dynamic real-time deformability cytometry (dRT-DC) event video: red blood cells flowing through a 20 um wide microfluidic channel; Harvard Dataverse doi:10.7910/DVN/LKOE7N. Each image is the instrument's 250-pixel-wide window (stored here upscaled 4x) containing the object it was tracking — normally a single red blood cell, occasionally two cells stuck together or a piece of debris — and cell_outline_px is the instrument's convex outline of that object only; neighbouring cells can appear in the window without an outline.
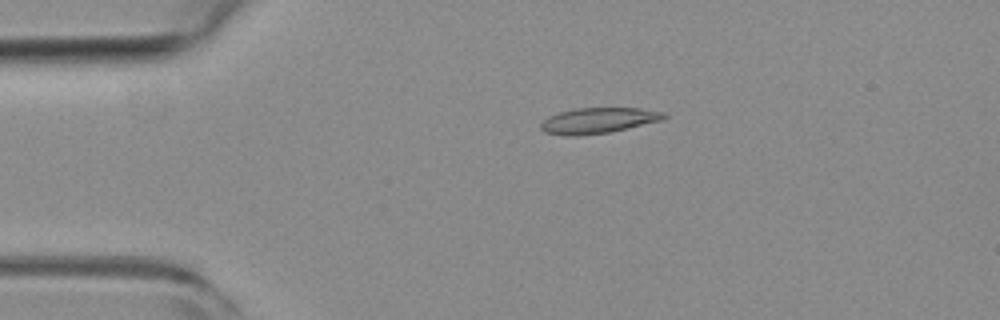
{"species": "common noctule bat (a hibernating species)", "species_latin": "Nyctalus noctula", "temperature_condition": "room temperature", "stored_images_in_passage": 54, "camera_frame_rate_fps": 3000, "um_per_image_px": 0.085, "animal": {"sex": "female", "body_mass_g": 19.3, "forearm_length_mm": 54.1}, "frame": {"image": 1, "passage_image": 11, "time_ms": 3.333, "image_size_px": [1000, 320], "cell_outline_px": [[668, 116], [664, 120], [628, 128], [608, 132], [576, 136], [564, 136], [544, 132], [540, 128], [540, 124], [548, 116], [560, 112], [576, 108], [640, 108], [664, 112]], "centroid_in_image_um": [50.86, 10.24], "position_along_channel_um": 34.1, "area_um2": 18.5}}
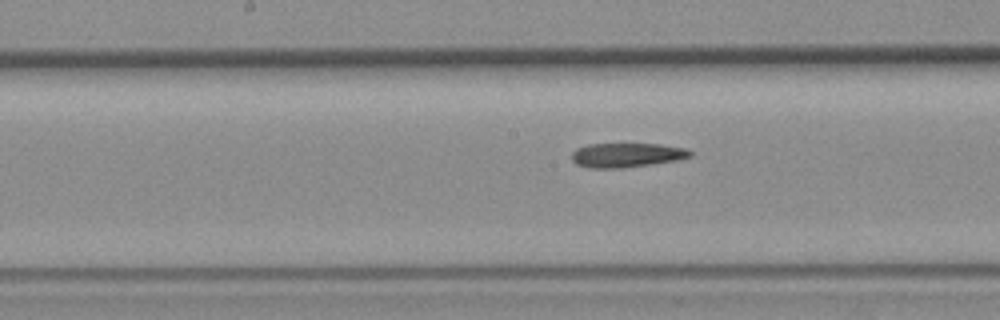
{"frame": {"image": 2, "passage_image": 27, "time_ms": 8.667, "image_size_px": [1000, 320], "cell_outline_px": [[692, 156], [676, 160], [652, 164], [624, 168], [588, 168], [576, 164], [572, 160], [572, 152], [576, 148], [588, 144], [660, 144], [688, 148], [692, 152]], "centroid_in_image_um": [53.27, 13.18], "position_along_channel_um": 194.9, "area_um2": 16.94}}
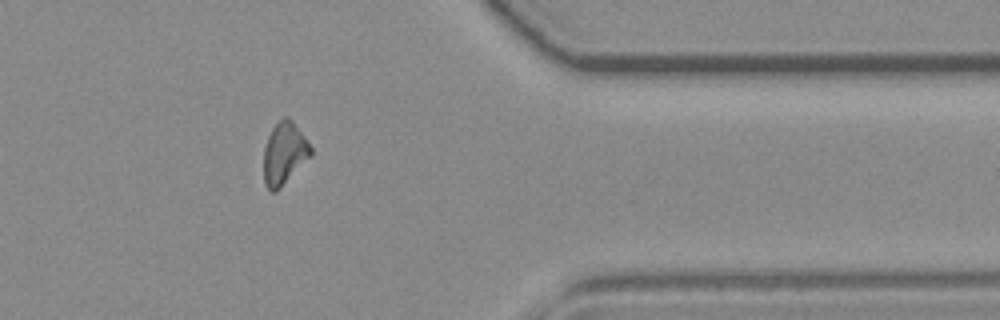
{"frame": {"image": 3, "passage_image": 44, "time_ms": 14.333, "image_size_px": [1000, 320], "cell_outline_px": [[312, 156], [276, 192], [268, 192], [264, 184], [264, 148], [268, 136], [272, 128], [284, 116], [288, 116], [292, 120], [304, 136], [312, 148]], "centroid_in_image_um": [24.16, 13.07], "position_along_channel_um": 387.2, "area_um2": 17.22}}